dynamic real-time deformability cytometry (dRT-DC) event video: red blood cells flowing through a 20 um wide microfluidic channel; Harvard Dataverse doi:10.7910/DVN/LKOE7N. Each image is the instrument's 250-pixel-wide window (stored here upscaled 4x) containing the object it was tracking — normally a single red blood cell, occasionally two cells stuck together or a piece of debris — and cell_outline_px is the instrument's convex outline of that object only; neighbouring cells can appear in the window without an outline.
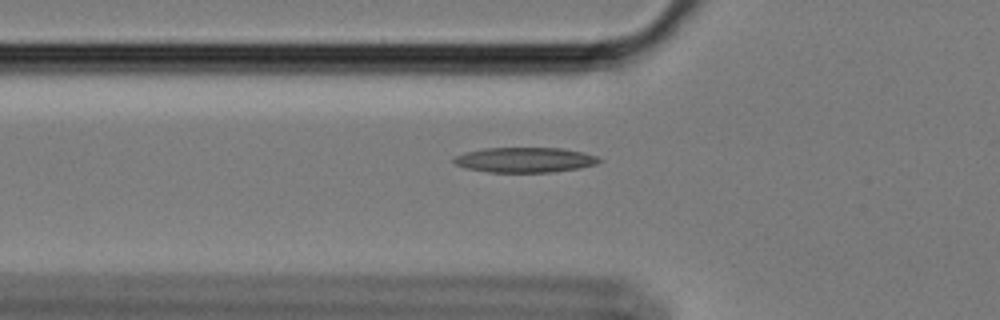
{"species": "Egyptian fruit bat (a non-hibernating species)", "species_latin": "Rousettus aegyptiacus", "temperature_condition": "cold", "stored_images_in_passage": 55, "camera_frame_rate_fps": 3000, "um_per_image_px": 0.085, "animal": {"sex": "female"}, "frame": {"image": 1, "passage_image": 17, "time_ms": 5.333, "image_size_px": [1000, 320], "cell_outline_px": [[604, 160], [596, 164], [580, 168], [552, 172], [488, 172], [464, 168], [456, 164], [452, 160], [456, 156], [464, 152], [484, 148], [564, 148], [584, 152], [596, 156]], "centroid_in_image_um": [44.63, 13.59], "position_along_channel_um": 81.2, "area_um2": 21.39}}
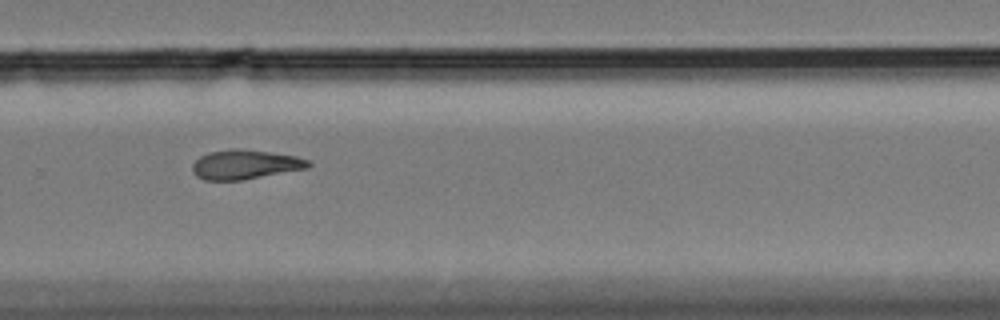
{"frame": {"image": 2, "passage_image": 37, "time_ms": 12.0, "image_size_px": [1000, 320], "cell_outline_px": [[312, 164], [308, 168], [244, 180], [204, 180], [196, 176], [192, 172], [192, 164], [200, 156], [208, 152], [228, 148], [240, 148], [296, 156], [308, 160]], "centroid_in_image_um": [20.81, 13.98], "position_along_channel_um": 309.0, "area_um2": 20.06}}
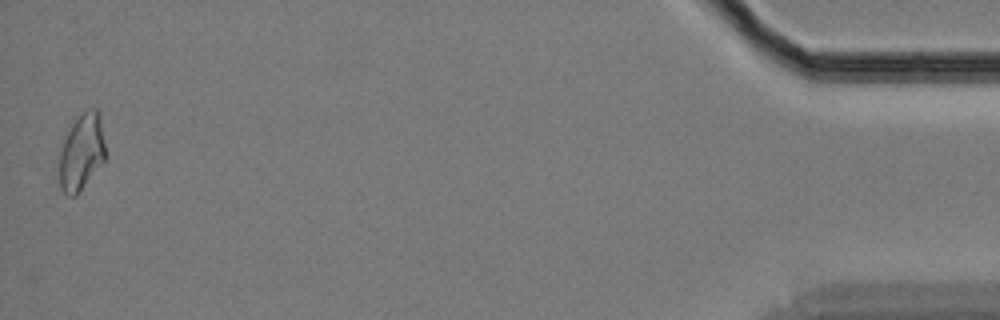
{"frame": {"image": 3, "passage_image": 55, "time_ms": 18.0, "image_size_px": [1000, 320], "cell_outline_px": [[104, 160], [80, 192], [76, 196], [68, 196], [60, 188], [60, 152], [64, 140], [72, 124], [84, 112], [92, 108], [96, 108], [100, 116], [104, 144]], "centroid_in_image_um": [6.93, 12.97], "position_along_channel_um": 428.3, "area_um2": 20.0}, "authors_computed_cell_mechanics": {"area_um2": 20.1722, "velocity_mm_per_s": 3.4088, "shape_relaxation_time_tau1_ms": null, "shape_relaxation_time_tau2_ms": 10.6662, "deformation_change_tau1": null, "deformation_change_tau2": 0.2052}}